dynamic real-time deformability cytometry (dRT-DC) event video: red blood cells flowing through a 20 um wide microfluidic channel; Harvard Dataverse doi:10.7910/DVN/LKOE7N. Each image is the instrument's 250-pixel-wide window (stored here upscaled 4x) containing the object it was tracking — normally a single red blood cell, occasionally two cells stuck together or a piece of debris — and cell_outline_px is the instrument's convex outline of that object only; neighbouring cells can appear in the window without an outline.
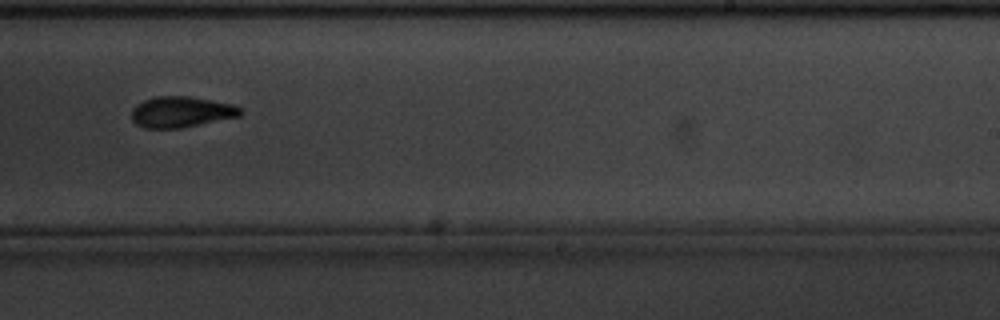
{"species": "common noctule bat (a hibernating species)", "species_latin": "Nyctalus noctula", "temperature_condition": "cold", "stored_images_in_passage": 9, "camera_frame_rate_fps": 3000, "um_per_image_px": 0.085, "animal": {"sex": "male", "body_mass_g": 20.1, "forearm_length_mm": 53.5}, "frame": {"image": 1, "passage_image": 8, "time_ms": 2.333, "image_size_px": [1000, 320], "cell_outline_px": [[244, 112], [240, 116], [180, 128], [144, 128], [136, 124], [132, 120], [132, 108], [136, 104], [144, 100], [156, 96], [188, 96], [232, 104], [240, 108]], "centroid_in_image_um": [15.38, 9.51], "position_along_channel_um": 273.6, "area_um2": 19.54}}